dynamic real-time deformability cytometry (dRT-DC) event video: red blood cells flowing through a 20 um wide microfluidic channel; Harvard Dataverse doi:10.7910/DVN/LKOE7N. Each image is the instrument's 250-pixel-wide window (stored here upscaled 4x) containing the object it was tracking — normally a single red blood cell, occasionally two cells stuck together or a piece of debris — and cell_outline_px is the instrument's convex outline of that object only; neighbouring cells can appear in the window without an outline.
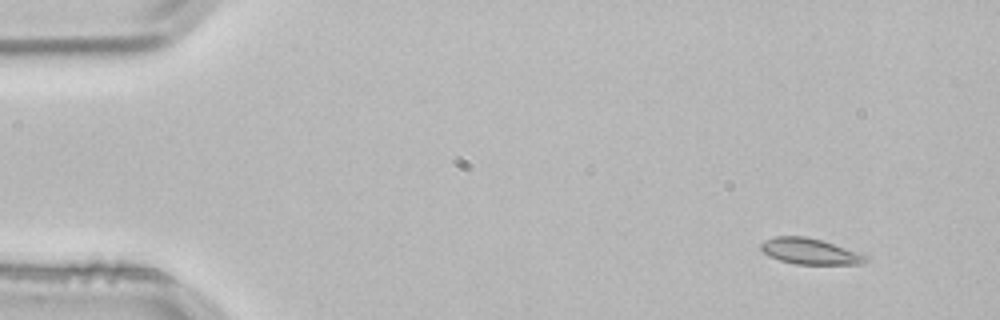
{"species": "common noctule bat (a hibernating species)", "species_latin": "Nyctalus noctula", "temperature_condition": "room temperature", "stored_images_in_passage": 3, "camera_frame_rate_fps": 3000, "um_per_image_px": 0.085, "animal": {"sex": "male", "body_mass_g": 21.5, "forearm_length_mm": 52.0}, "frame": {"image": 1, "passage_image": 1, "time_ms": 0.0, "image_size_px": [1000, 320], "cell_outline_px": [[868, 260], [860, 264], [796, 264], [780, 260], [768, 256], [760, 248], [760, 244], [764, 240], [776, 236], [804, 236], [820, 240], [868, 256]], "centroid_in_image_um": [68.79, 21.37], "position_along_channel_um": 16.2, "area_um2": 15.55}}